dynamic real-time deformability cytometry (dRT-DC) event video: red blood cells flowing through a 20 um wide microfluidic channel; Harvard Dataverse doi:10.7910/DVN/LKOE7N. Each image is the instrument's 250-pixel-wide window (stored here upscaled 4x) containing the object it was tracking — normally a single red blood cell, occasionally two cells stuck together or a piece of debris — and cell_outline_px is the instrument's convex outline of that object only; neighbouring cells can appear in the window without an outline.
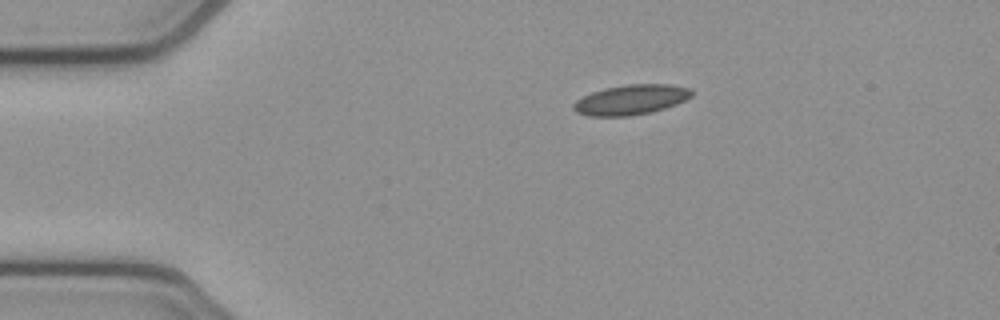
{"species": "common noctule bat (a hibernating species)", "species_latin": "Nyctalus noctula", "temperature_condition": "cold", "stored_images_in_passage": 3, "camera_frame_rate_fps": 3000, "um_per_image_px": 0.085, "animal": {"sex": "female", "body_mass_g": 21.9}, "frame": {"image": 1, "passage_image": 1, "time_ms": 0.0, "image_size_px": [1000, 320], "cell_outline_px": [[692, 96], [676, 104], [652, 112], [628, 116], [588, 116], [576, 112], [572, 108], [572, 104], [576, 100], [592, 92], [604, 88], [628, 84], [672, 84], [692, 88]], "centroid_in_image_um": [53.63, 8.47], "position_along_channel_um": 31.4, "area_um2": 20.75}}
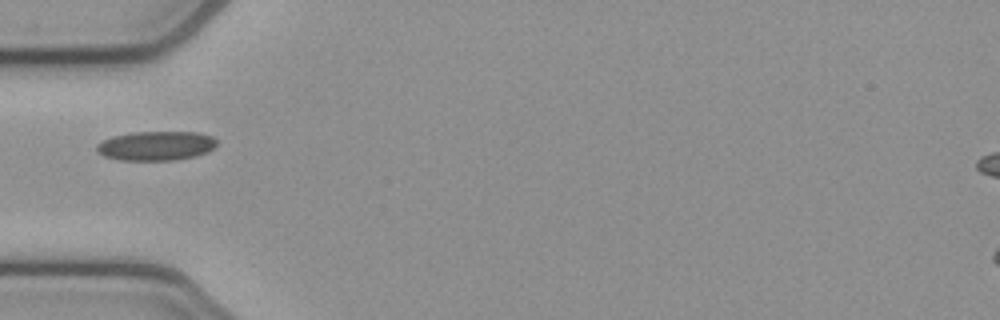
{"frame": {"image": 2, "passage_image": 3, "time_ms": 0.667, "image_size_px": [1000, 320], "cell_outline_px": [[216, 144], [208, 152], [196, 156], [172, 160], [120, 160], [104, 156], [96, 152], [96, 144], [112, 136], [132, 132], [196, 132], [212, 136], [216, 140]], "centroid_in_image_um": [13.24, 12.39], "position_along_channel_um": 71.8, "area_um2": 20.52}}